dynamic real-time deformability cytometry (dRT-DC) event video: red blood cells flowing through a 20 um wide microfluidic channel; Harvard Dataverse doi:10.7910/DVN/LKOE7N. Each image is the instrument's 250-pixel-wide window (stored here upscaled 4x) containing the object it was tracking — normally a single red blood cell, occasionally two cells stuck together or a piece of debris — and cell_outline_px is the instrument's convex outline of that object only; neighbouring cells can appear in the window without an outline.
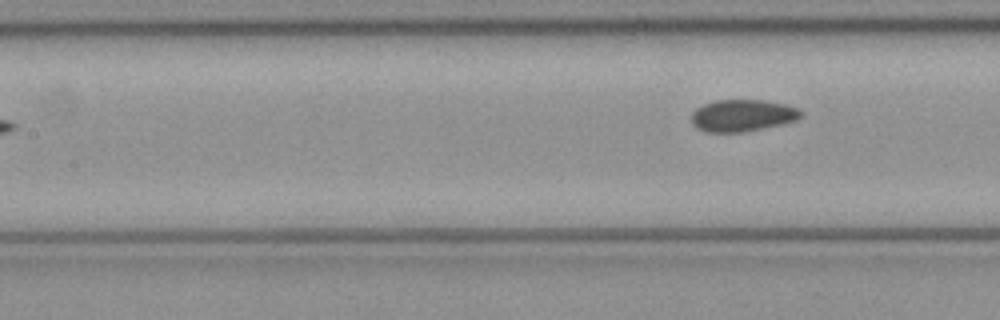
{"species": "common noctule bat (a hibernating species)", "species_latin": "Nyctalus noctula", "temperature_condition": "cold", "stored_images_in_passage": 5, "camera_frame_rate_fps": 3000, "um_per_image_px": 0.085, "animal": {"sex": "female", "body_mass_g": 21.9}, "frame": {"image": 1, "passage_image": 5, "time_ms": 1.333, "image_size_px": [1000, 320], "cell_outline_px": [[800, 116], [796, 120], [764, 128], [744, 132], [708, 132], [696, 128], [692, 124], [692, 112], [696, 108], [704, 104], [716, 100], [764, 100], [784, 104], [796, 108], [800, 112]], "centroid_in_image_um": [63.05, 9.82], "position_along_channel_um": 144.3, "area_um2": 20.17}}